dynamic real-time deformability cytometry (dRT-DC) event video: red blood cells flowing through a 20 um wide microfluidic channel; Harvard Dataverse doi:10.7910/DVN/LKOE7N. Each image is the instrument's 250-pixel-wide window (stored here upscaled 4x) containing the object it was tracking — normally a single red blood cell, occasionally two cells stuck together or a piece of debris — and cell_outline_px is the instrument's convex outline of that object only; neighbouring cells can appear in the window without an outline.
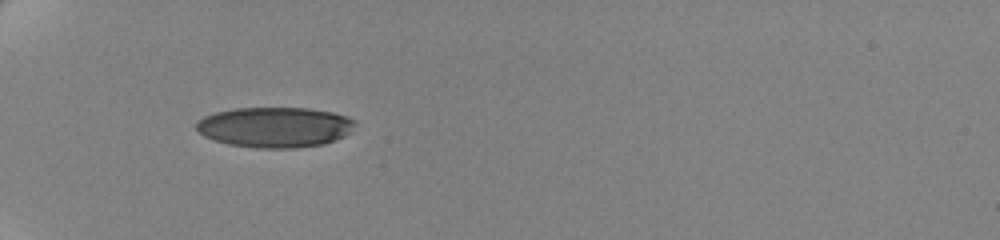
{"species": "human", "species_latin": "Homo sapiens", "temperature_condition": "cold", "stored_images_in_passage": 39, "camera_frame_rate_fps": 3000, "um_per_image_px": 0.085, "donor": {"sex": "female"}, "frame": {"image": 1, "passage_image": 1, "time_ms": 0.0, "image_size_px": [1000, 240], "cell_outline_px": [[356, 124], [344, 136], [324, 144], [292, 148], [256, 148], [228, 144], [204, 136], [196, 128], [196, 124], [204, 116], [216, 112], [236, 108], [308, 108], [332, 112], [356, 120]], "centroid_in_image_um": [23.37, 10.81], "position_along_channel_um": 61.6, "area_um2": 37.11}}
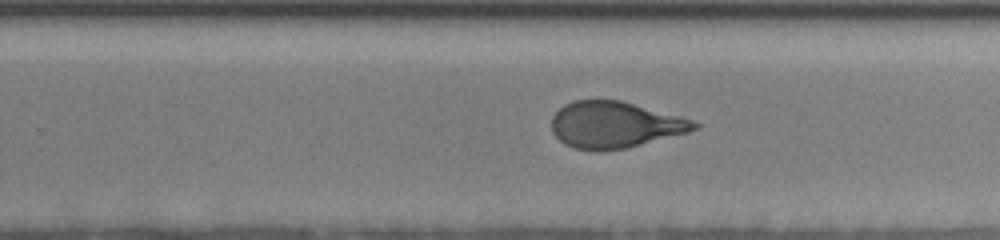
{"frame": {"image": 2, "passage_image": 21, "time_ms": 6.667, "image_size_px": [1000, 240], "cell_outline_px": [[700, 128], [688, 132], [624, 148], [600, 152], [596, 152], [576, 148], [564, 144], [552, 132], [552, 116], [564, 104], [572, 100], [620, 100], [692, 120], [700, 124]], "centroid_in_image_um": [52.22, 10.61], "position_along_channel_um": 277.6, "area_um2": 38.32}}
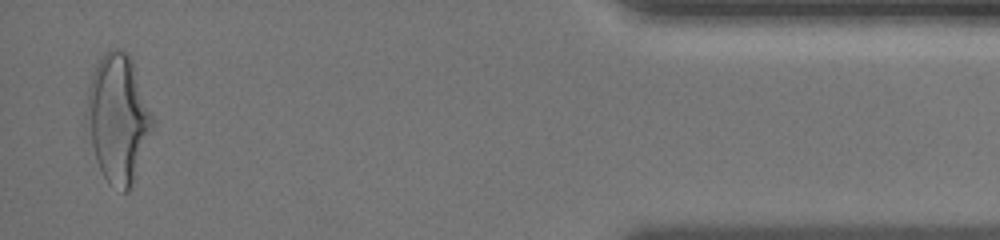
{"frame": {"image": 3, "passage_image": 38, "time_ms": 12.333, "image_size_px": [1000, 240], "cell_outline_px": [[156, 120], [132, 188], [128, 192], [124, 192], [108, 184], [96, 160], [84, 116], [88, 88], [92, 72], [100, 56], [104, 52], [112, 48], [120, 48], [128, 52], [132, 56]], "centroid_in_image_um": [10.06, 10.01], "position_along_channel_um": 425.1, "area_um2": 50.46}, "authors_computed_cell_mechanics": {"area_um2": 39.593, "velocity_mm_per_s": 3.5083, "shape_relaxation_time_tau1_ms": 3.5549, "shape_relaxation_time_tau2_ms": 0.9751, "deformation_change_tau1": 0.1795, "deformation_change_tau2": 0.0839}}